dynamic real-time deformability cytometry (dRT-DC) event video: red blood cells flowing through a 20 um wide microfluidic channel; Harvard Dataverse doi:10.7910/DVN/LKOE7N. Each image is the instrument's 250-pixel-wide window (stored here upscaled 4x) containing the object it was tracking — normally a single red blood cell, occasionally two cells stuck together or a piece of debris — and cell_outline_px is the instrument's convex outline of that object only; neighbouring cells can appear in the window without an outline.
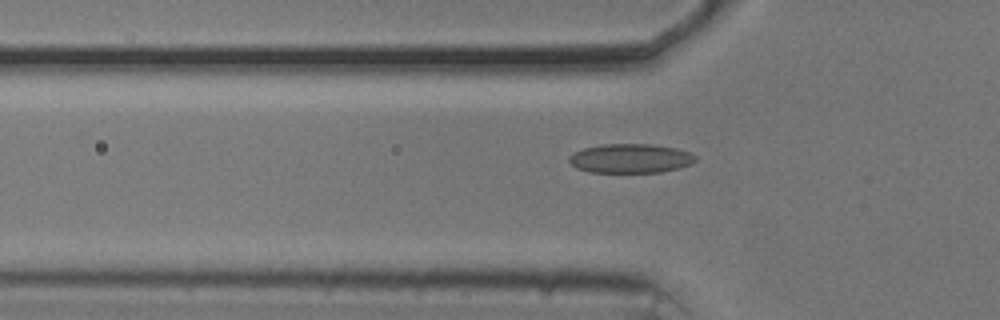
{"species": "common noctule bat (a hibernating species)", "species_latin": "Nyctalus noctula", "temperature_condition": "cold", "stored_images_in_passage": 36, "camera_frame_rate_fps": 3000, "um_per_image_px": 0.085, "animal": {"sex": "male", "body_mass_g": 20.5, "forearm_length_mm": 52.5}, "frame": {"image": 1, "passage_image": 7, "time_ms": 2.0, "image_size_px": [1000, 320], "cell_outline_px": [[696, 160], [692, 164], [680, 168], [660, 172], [588, 172], [576, 168], [568, 160], [568, 156], [572, 152], [584, 148], [604, 144], [648, 144], [676, 148], [692, 152], [696, 156]], "centroid_in_image_um": [53.6, 13.46], "position_along_channel_um": 72.2, "area_um2": 21.68}}
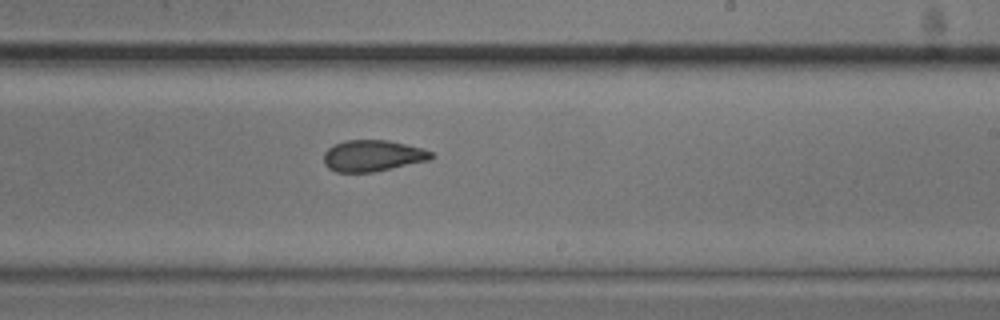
{"frame": {"image": 2, "passage_image": 22, "time_ms": 7.0, "image_size_px": [1000, 320], "cell_outline_px": [[436, 156], [428, 160], [392, 168], [372, 172], [336, 172], [328, 168], [324, 164], [324, 152], [328, 148], [344, 140], [388, 140], [424, 148], [432, 152]], "centroid_in_image_um": [31.68, 13.23], "position_along_channel_um": 257.3, "area_um2": 19.65}}
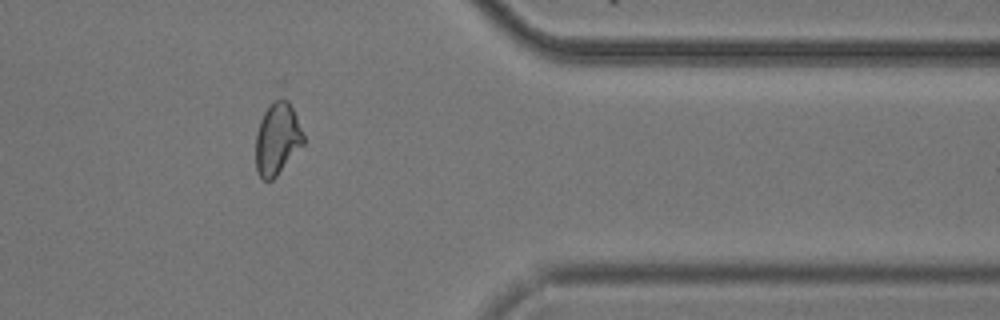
{"frame": {"image": 3, "passage_image": 34, "time_ms": 11.0, "image_size_px": [1000, 320], "cell_outline_px": [[304, 144], [276, 176], [272, 180], [264, 180], [256, 172], [256, 132], [260, 120], [264, 112], [272, 100], [280, 96], [288, 100], [296, 116], [304, 136]], "centroid_in_image_um": [23.56, 11.77], "position_along_channel_um": 387.8, "area_um2": 20.11}, "authors_computed_cell_mechanics": {"area_um2": 20.1144, "velocity_mm_per_s": 3.6889, "shape_relaxation_time_tau1_ms": null, "shape_relaxation_time_tau2_ms": 2.3583, "deformation_change_tau1": null, "deformation_change_tau2": 0.088}}